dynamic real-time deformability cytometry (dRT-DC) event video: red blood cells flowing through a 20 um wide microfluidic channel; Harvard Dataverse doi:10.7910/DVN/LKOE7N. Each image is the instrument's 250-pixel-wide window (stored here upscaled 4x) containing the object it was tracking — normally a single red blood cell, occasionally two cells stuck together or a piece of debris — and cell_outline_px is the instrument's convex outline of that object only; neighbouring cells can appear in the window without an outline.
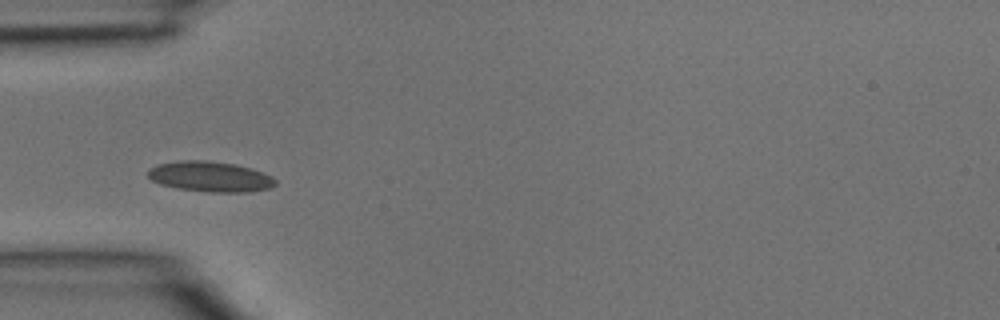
{"species": "common noctule bat (a hibernating species)", "species_latin": "Nyctalus noctula", "temperature_condition": "room temperature", "stored_images_in_passage": 5, "camera_frame_rate_fps": 3000, "um_per_image_px": 0.085, "animal": {"sex": "male", "body_mass_g": 15.6}, "frame": {"image": 1, "passage_image": 4, "time_ms": 1.0, "image_size_px": [1000, 320], "cell_outline_px": [[276, 184], [272, 188], [248, 192], [208, 192], [176, 188], [160, 184], [152, 180], [148, 176], [148, 168], [160, 164], [180, 160], [208, 160], [236, 164], [252, 168], [272, 176], [276, 180]], "centroid_in_image_um": [17.89, 15.01], "position_along_channel_um": 67.1, "area_um2": 22.77}}